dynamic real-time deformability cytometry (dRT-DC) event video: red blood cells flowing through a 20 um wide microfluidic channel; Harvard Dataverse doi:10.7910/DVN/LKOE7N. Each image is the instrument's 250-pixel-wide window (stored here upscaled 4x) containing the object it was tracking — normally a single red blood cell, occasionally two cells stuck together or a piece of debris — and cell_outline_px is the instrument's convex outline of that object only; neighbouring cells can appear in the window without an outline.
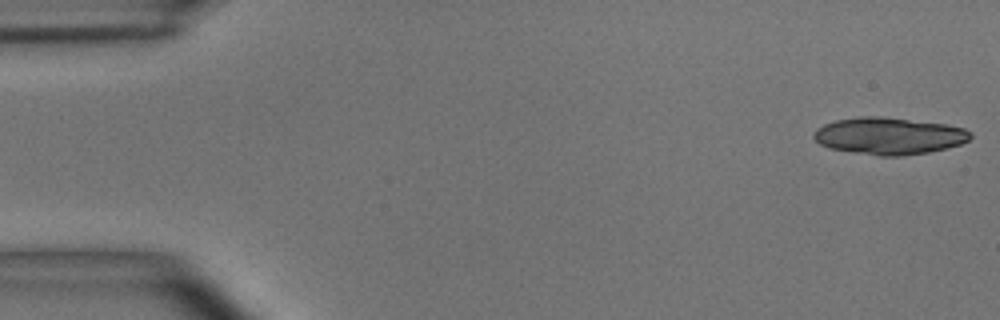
{"species": "common noctule bat (a hibernating species)", "species_latin": "Nyctalus noctula", "temperature_condition": "room temperature", "stored_images_in_passage": 6, "camera_frame_rate_fps": 3000, "um_per_image_px": 0.085, "animal": {"sex": "male", "body_mass_g": 15.6}, "frame": {"image": 1, "passage_image": 1, "time_ms": 0.0, "image_size_px": [1000, 320], "cell_outline_px": [[972, 136], [968, 140], [960, 144], [948, 148], [928, 152], [900, 156], [880, 156], [828, 148], [820, 144], [812, 136], [816, 128], [824, 124], [836, 120], [860, 116], [880, 116], [948, 124], [964, 128], [972, 132]], "centroid_in_image_um": [75.57, 11.55], "position_along_channel_um": 9.4, "area_um2": 33.93}}